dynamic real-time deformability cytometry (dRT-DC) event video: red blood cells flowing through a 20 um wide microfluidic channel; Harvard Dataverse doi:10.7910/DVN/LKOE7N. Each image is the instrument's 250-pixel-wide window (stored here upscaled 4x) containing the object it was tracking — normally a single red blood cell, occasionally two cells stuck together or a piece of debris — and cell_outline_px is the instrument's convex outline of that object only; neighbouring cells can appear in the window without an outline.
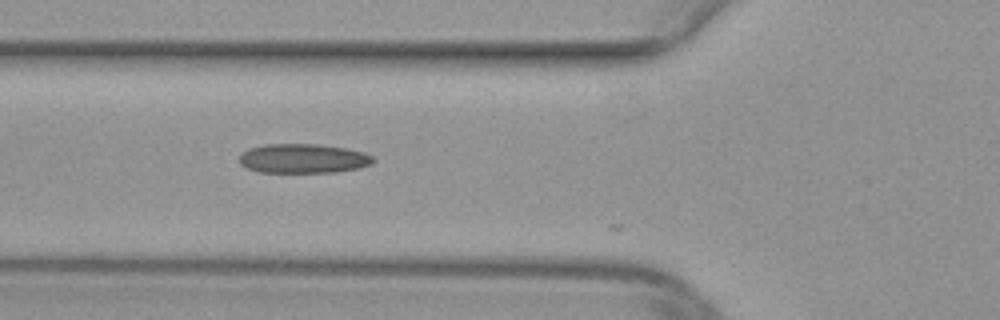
{"species": "common noctule bat (a hibernating species)", "species_latin": "Nyctalus noctula", "temperature_condition": "warm", "stored_images_in_passage": 15, "camera_frame_rate_fps": 3000, "um_per_image_px": 0.085, "animal": {"sex": "female", "body_mass_g": 29.2, "forearm_length_mm": 56.3}, "frame": {"image": 1, "passage_image": 6, "time_ms": 1.667, "image_size_px": [1000, 320], "cell_outline_px": [[376, 160], [372, 164], [360, 168], [336, 172], [256, 172], [240, 164], [240, 156], [248, 148], [264, 144], [316, 144], [348, 148], [364, 152], [372, 156]], "centroid_in_image_um": [25.8, 13.47], "position_along_channel_um": 100.0, "area_um2": 23.06}}
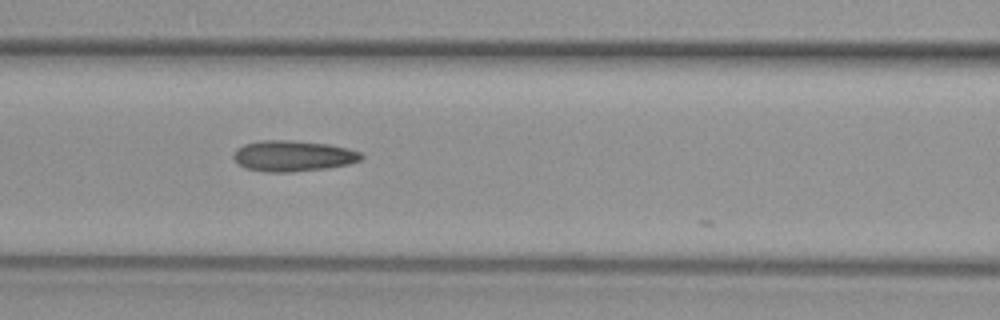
{"frame": {"image": 2, "passage_image": 9, "time_ms": 2.667, "image_size_px": [1000, 320], "cell_outline_px": [[364, 156], [360, 160], [348, 164], [328, 168], [292, 172], [268, 172], [244, 168], [232, 156], [236, 148], [244, 144], [260, 140], [292, 140], [328, 144], [348, 148], [360, 152]], "centroid_in_image_um": [24.9, 13.25], "position_along_channel_um": 141.7, "area_um2": 23.06}}
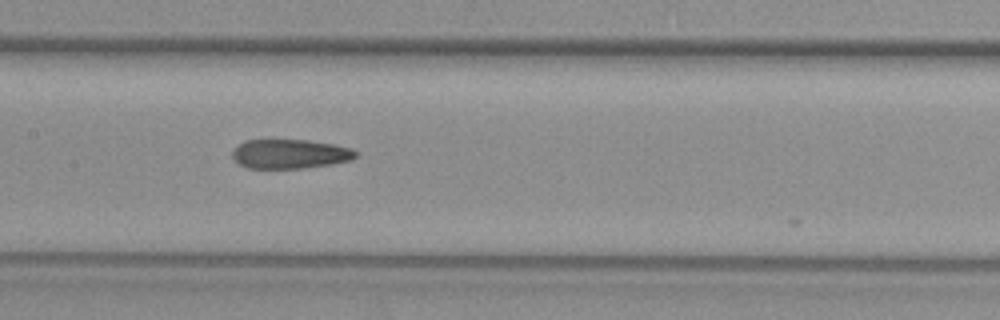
{"frame": {"image": 3, "passage_image": 12, "time_ms": 3.667, "image_size_px": [1000, 320], "cell_outline_px": [[356, 156], [352, 160], [332, 164], [304, 168], [248, 168], [240, 164], [232, 156], [232, 152], [244, 140], [308, 140], [332, 144], [352, 148], [356, 152]], "centroid_in_image_um": [24.67, 13.08], "position_along_channel_um": 182.7, "area_um2": 20.92}}